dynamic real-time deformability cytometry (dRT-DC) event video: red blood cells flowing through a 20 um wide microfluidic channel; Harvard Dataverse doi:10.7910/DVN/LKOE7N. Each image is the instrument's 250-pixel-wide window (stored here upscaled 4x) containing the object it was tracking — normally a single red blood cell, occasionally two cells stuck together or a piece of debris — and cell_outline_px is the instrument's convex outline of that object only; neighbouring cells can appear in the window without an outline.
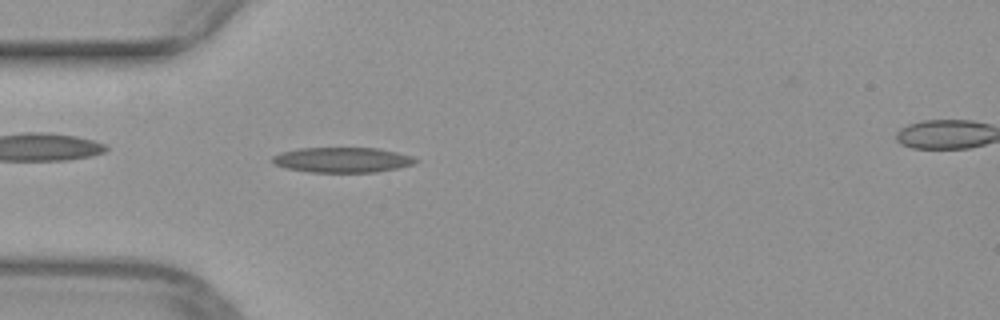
{"species": "common noctule bat (a hibernating species)", "species_latin": "Nyctalus noctula", "temperature_condition": "warm", "stored_images_in_passage": 36, "camera_frame_rate_fps": 3000, "um_per_image_px": 0.085, "animal": {"sex": "female", "body_mass_g": 29.2, "forearm_length_mm": 56.3}, "frame": {"image": 1, "passage_image": 7, "time_ms": 2.0, "image_size_px": [1000, 320], "cell_outline_px": [[420, 160], [412, 164], [396, 168], [376, 172], [312, 172], [284, 168], [272, 164], [272, 156], [280, 152], [296, 148], [376, 148], [396, 152], [412, 156]], "centroid_in_image_um": [29.04, 13.59], "position_along_channel_um": 56.0, "area_um2": 21.04}}
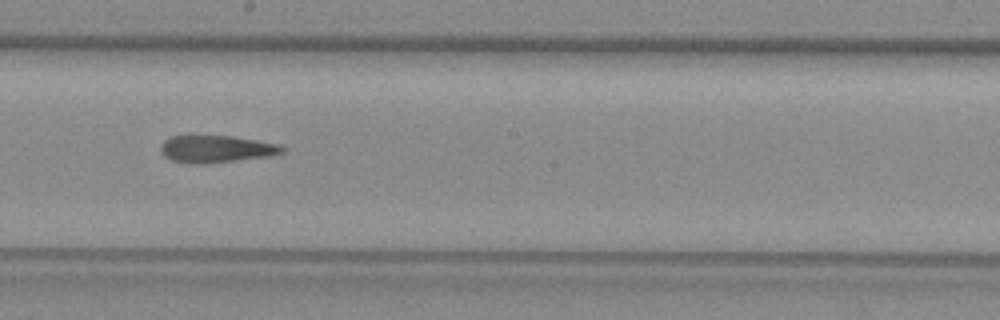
{"frame": {"image": 2, "passage_image": 20, "time_ms": 6.333, "image_size_px": [1000, 320], "cell_outline_px": [[284, 152], [276, 156], [204, 164], [188, 164], [172, 160], [164, 156], [160, 152], [160, 144], [164, 140], [172, 136], [232, 136], [280, 144], [284, 148]], "centroid_in_image_um": [18.4, 12.68], "position_along_channel_um": 229.8, "area_um2": 19.59}}
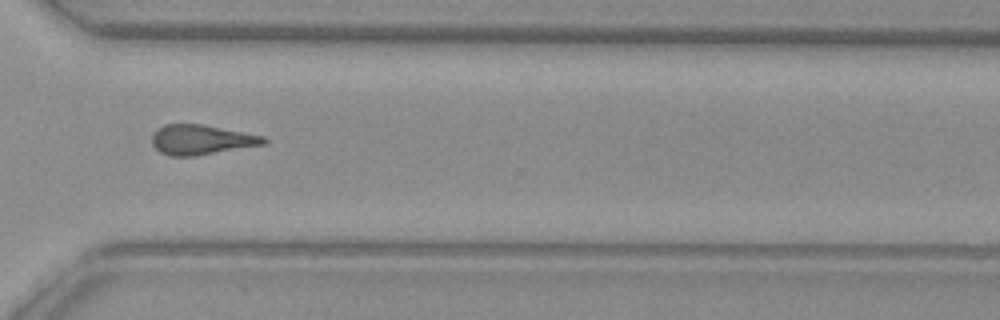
{"frame": {"image": 3, "passage_image": 29, "time_ms": 9.333, "image_size_px": [1000, 320], "cell_outline_px": [[268, 140], [264, 144], [196, 156], [168, 156], [160, 152], [152, 144], [152, 136], [156, 128], [164, 124], [200, 124], [264, 136]], "centroid_in_image_um": [17.07, 11.88], "position_along_channel_um": 353.5, "area_um2": 19.36}}